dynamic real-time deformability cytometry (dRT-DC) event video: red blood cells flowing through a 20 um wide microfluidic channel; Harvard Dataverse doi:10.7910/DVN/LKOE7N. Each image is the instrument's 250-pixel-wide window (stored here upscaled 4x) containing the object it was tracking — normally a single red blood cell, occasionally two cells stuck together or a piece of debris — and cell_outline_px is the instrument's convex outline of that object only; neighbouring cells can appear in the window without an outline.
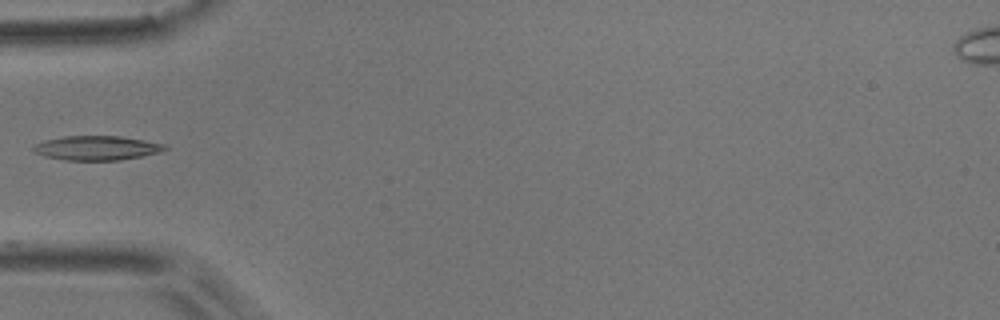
{"species": "common noctule bat (a hibernating species)", "species_latin": "Nyctalus noctula", "temperature_condition": "room temperature", "stored_images_in_passage": 1, "camera_frame_rate_fps": 3000, "um_per_image_px": 0.085, "animal": {"sex": "male", "body_mass_g": 17.9}, "frame": {"image": 1, "passage_image": 1, "time_ms": 0.0, "image_size_px": [1000, 320], "cell_outline_px": [[168, 148], [160, 152], [120, 160], [64, 160], [44, 156], [36, 152], [32, 148], [36, 144], [44, 140], [64, 136], [120, 136], [144, 140], [164, 144]], "centroid_in_image_um": [8.22, 12.57], "position_along_channel_um": 76.8, "area_um2": 18.5}}